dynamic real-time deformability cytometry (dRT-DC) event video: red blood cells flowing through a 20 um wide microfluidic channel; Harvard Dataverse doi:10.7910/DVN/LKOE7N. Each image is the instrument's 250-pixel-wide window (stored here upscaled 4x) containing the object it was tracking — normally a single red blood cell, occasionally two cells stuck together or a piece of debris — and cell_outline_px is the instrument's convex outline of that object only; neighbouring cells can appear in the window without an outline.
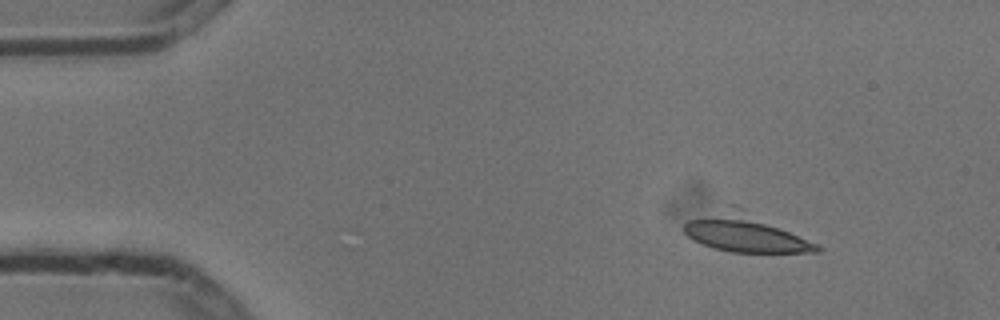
{"species": "common noctule bat (a hibernating species)", "species_latin": "Nyctalus noctula", "temperature_condition": "cold", "stored_images_in_passage": 5, "camera_frame_rate_fps": 3000, "um_per_image_px": 0.085, "animal": {"sex": "male", "body_mass_g": 13.3}, "frame": {"image": 1, "passage_image": 1, "time_ms": 0.0, "image_size_px": [1000, 320], "cell_outline_px": [[824, 248], [820, 252], [732, 252], [712, 248], [692, 240], [684, 232], [684, 224], [688, 220], [732, 204], [736, 204], [820, 244]], "centroid_in_image_um": [63.38, 19.79], "position_along_channel_um": 21.6, "area_um2": 29.71}}
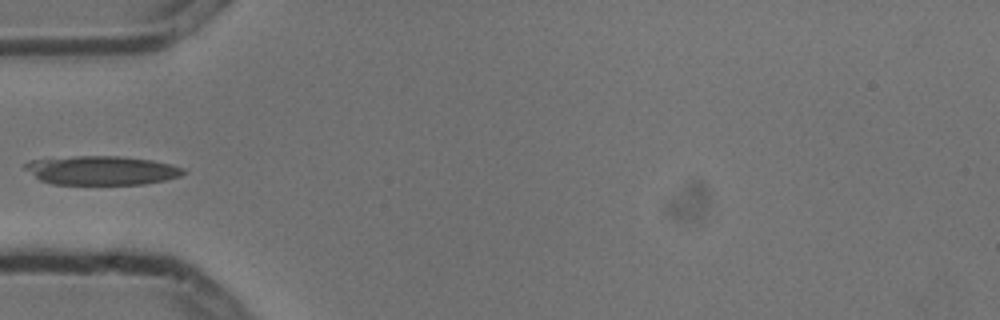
{"frame": {"image": 2, "passage_image": 4, "time_ms": 1.0, "image_size_px": [1000, 320], "cell_outline_px": [[188, 172], [180, 176], [164, 180], [144, 184], [52, 184], [40, 180], [24, 168], [24, 164], [28, 160], [76, 156], [120, 156], [152, 160], [184, 168]], "centroid_in_image_um": [8.63, 14.48], "position_along_channel_um": 76.4, "area_um2": 26.7}}
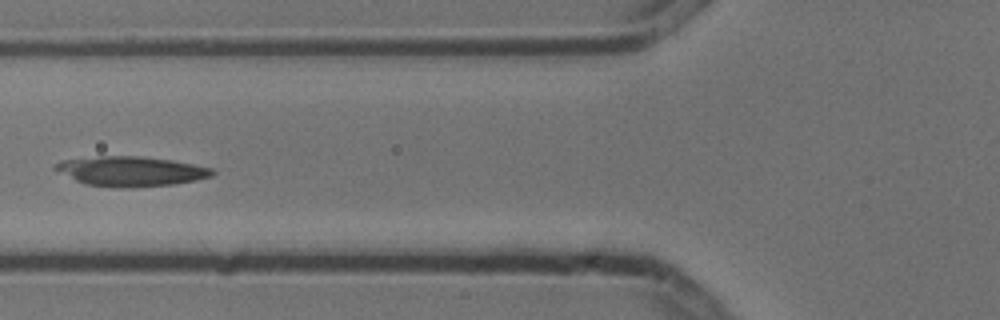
{"frame": {"image": 3, "passage_image": 5, "time_ms": 1.333, "image_size_px": [1000, 320], "cell_outline_px": [[216, 172], [212, 176], [196, 180], [172, 184], [128, 188], [112, 188], [84, 184], [52, 168], [56, 164], [64, 160], [100, 156], [140, 156], [172, 160], [212, 168]], "centroid_in_image_um": [11.14, 14.57], "position_along_channel_um": 114.7, "area_um2": 27.17}}